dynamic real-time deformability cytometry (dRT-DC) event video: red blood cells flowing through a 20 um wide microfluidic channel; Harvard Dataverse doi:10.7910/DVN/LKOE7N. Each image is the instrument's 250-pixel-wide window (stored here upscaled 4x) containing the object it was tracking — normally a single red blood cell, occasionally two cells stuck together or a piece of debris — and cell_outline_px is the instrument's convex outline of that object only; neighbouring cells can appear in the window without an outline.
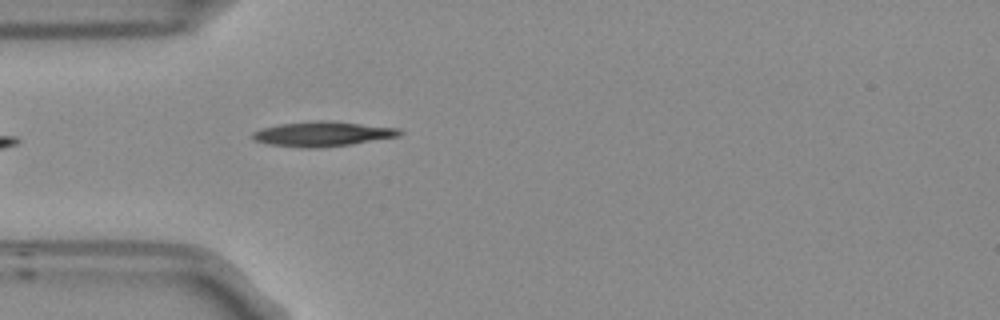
{"species": "Egyptian fruit bat (a non-hibernating species)", "species_latin": "Rousettus aegyptiacus", "temperature_condition": "room temperature", "stored_images_in_passage": 14, "camera_frame_rate_fps": 3000, "um_per_image_px": 0.085, "frame": {"image": 1, "passage_image": 1, "time_ms": 0.0, "image_size_px": [1000, 320], "cell_outline_px": [[404, 132], [400, 136], [352, 144], [316, 148], [304, 148], [268, 144], [252, 140], [252, 132], [260, 128], [280, 124], [312, 120], [332, 120], [400, 128]], "centroid_in_image_um": [27.43, 11.37], "position_along_channel_um": 57.6, "area_um2": 21.68}}
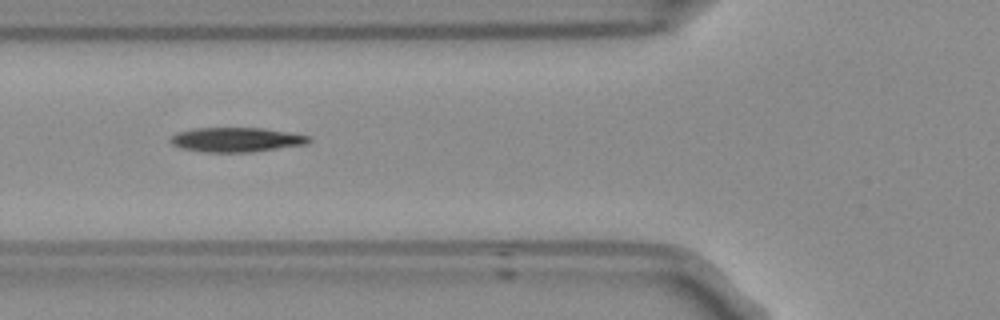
{"frame": {"image": 2, "passage_image": 5, "time_ms": 1.333, "image_size_px": [1000, 320], "cell_outline_px": [[312, 140], [304, 144], [252, 152], [208, 152], [180, 148], [172, 144], [172, 136], [176, 132], [192, 128], [264, 128], [288, 132], [308, 136]], "centroid_in_image_um": [20.06, 11.87], "position_along_channel_um": 105.7, "area_um2": 19.54}}
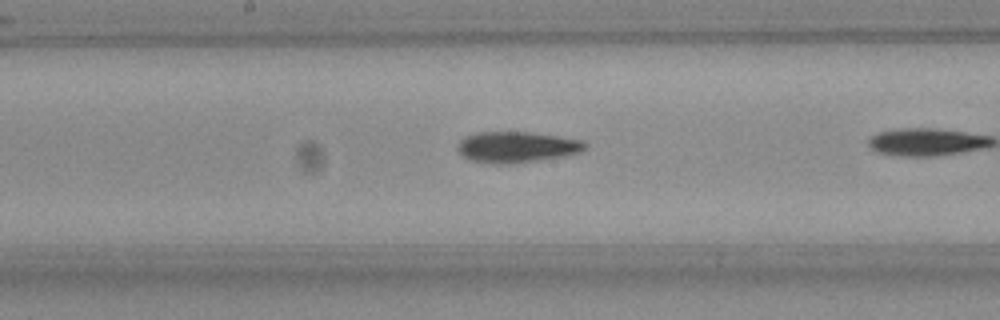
{"frame": {"image": 3, "passage_image": 10, "time_ms": 3.0, "image_size_px": [1000, 320], "cell_outline_px": [[588, 144], [580, 152], [560, 156], [512, 164], [492, 164], [472, 160], [464, 156], [456, 148], [456, 144], [464, 136], [476, 132], [528, 132], [556, 136], [580, 140]], "centroid_in_image_um": [43.85, 12.49], "position_along_channel_um": 204.4, "area_um2": 22.77}}